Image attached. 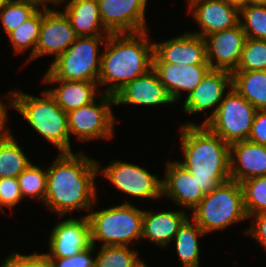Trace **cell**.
Returning <instances> with one entry per match:
<instances>
[{"label":"cell","mask_w":266,"mask_h":267,"mask_svg":"<svg viewBox=\"0 0 266 267\" xmlns=\"http://www.w3.org/2000/svg\"><path fill=\"white\" fill-rule=\"evenodd\" d=\"M21 149L12 134L0 140V178H17L31 164Z\"/></svg>","instance_id":"27"},{"label":"cell","mask_w":266,"mask_h":267,"mask_svg":"<svg viewBox=\"0 0 266 267\" xmlns=\"http://www.w3.org/2000/svg\"><path fill=\"white\" fill-rule=\"evenodd\" d=\"M22 197H33L44 203L47 190V170L32 163L17 177Z\"/></svg>","instance_id":"32"},{"label":"cell","mask_w":266,"mask_h":267,"mask_svg":"<svg viewBox=\"0 0 266 267\" xmlns=\"http://www.w3.org/2000/svg\"><path fill=\"white\" fill-rule=\"evenodd\" d=\"M152 63L209 65L205 38L189 31L160 43L153 42Z\"/></svg>","instance_id":"13"},{"label":"cell","mask_w":266,"mask_h":267,"mask_svg":"<svg viewBox=\"0 0 266 267\" xmlns=\"http://www.w3.org/2000/svg\"><path fill=\"white\" fill-rule=\"evenodd\" d=\"M206 235L203 230L189 217L179 227L175 235V247L184 267H199L198 237Z\"/></svg>","instance_id":"26"},{"label":"cell","mask_w":266,"mask_h":267,"mask_svg":"<svg viewBox=\"0 0 266 267\" xmlns=\"http://www.w3.org/2000/svg\"><path fill=\"white\" fill-rule=\"evenodd\" d=\"M22 199L18 178H0V210L5 212L3 207L16 206Z\"/></svg>","instance_id":"35"},{"label":"cell","mask_w":266,"mask_h":267,"mask_svg":"<svg viewBox=\"0 0 266 267\" xmlns=\"http://www.w3.org/2000/svg\"><path fill=\"white\" fill-rule=\"evenodd\" d=\"M40 6L29 0H7L0 11V20L7 35L30 19Z\"/></svg>","instance_id":"29"},{"label":"cell","mask_w":266,"mask_h":267,"mask_svg":"<svg viewBox=\"0 0 266 267\" xmlns=\"http://www.w3.org/2000/svg\"><path fill=\"white\" fill-rule=\"evenodd\" d=\"M257 109L233 87L205 125L229 145L248 140Z\"/></svg>","instance_id":"8"},{"label":"cell","mask_w":266,"mask_h":267,"mask_svg":"<svg viewBox=\"0 0 266 267\" xmlns=\"http://www.w3.org/2000/svg\"><path fill=\"white\" fill-rule=\"evenodd\" d=\"M144 210L131 202L86 214L90 224L91 244L96 240L102 245L129 246L133 240L141 239Z\"/></svg>","instance_id":"6"},{"label":"cell","mask_w":266,"mask_h":267,"mask_svg":"<svg viewBox=\"0 0 266 267\" xmlns=\"http://www.w3.org/2000/svg\"><path fill=\"white\" fill-rule=\"evenodd\" d=\"M42 23L35 54L27 59L31 61L54 54L55 59L65 52L76 40L77 35L72 28L69 18L62 11L42 7Z\"/></svg>","instance_id":"11"},{"label":"cell","mask_w":266,"mask_h":267,"mask_svg":"<svg viewBox=\"0 0 266 267\" xmlns=\"http://www.w3.org/2000/svg\"><path fill=\"white\" fill-rule=\"evenodd\" d=\"M240 184L248 218L257 213H266V176L249 178Z\"/></svg>","instance_id":"31"},{"label":"cell","mask_w":266,"mask_h":267,"mask_svg":"<svg viewBox=\"0 0 266 267\" xmlns=\"http://www.w3.org/2000/svg\"><path fill=\"white\" fill-rule=\"evenodd\" d=\"M246 38L240 23L206 36L207 61L211 69L233 73L239 64Z\"/></svg>","instance_id":"15"},{"label":"cell","mask_w":266,"mask_h":267,"mask_svg":"<svg viewBox=\"0 0 266 267\" xmlns=\"http://www.w3.org/2000/svg\"><path fill=\"white\" fill-rule=\"evenodd\" d=\"M232 87V73L225 70L210 69L196 88L187 95L183 103V110L187 114L207 113L208 109L214 108L205 124L217 111L224 99L225 89Z\"/></svg>","instance_id":"16"},{"label":"cell","mask_w":266,"mask_h":267,"mask_svg":"<svg viewBox=\"0 0 266 267\" xmlns=\"http://www.w3.org/2000/svg\"><path fill=\"white\" fill-rule=\"evenodd\" d=\"M189 11H192L195 22L201 27V32L192 33L202 38L239 23V9L226 0H201L191 5Z\"/></svg>","instance_id":"18"},{"label":"cell","mask_w":266,"mask_h":267,"mask_svg":"<svg viewBox=\"0 0 266 267\" xmlns=\"http://www.w3.org/2000/svg\"><path fill=\"white\" fill-rule=\"evenodd\" d=\"M64 14L69 18L77 36L111 34L101 21L97 0H70L66 3Z\"/></svg>","instance_id":"23"},{"label":"cell","mask_w":266,"mask_h":267,"mask_svg":"<svg viewBox=\"0 0 266 267\" xmlns=\"http://www.w3.org/2000/svg\"><path fill=\"white\" fill-rule=\"evenodd\" d=\"M174 103L167 89L151 68L145 74L126 83L114 94V104L158 106Z\"/></svg>","instance_id":"17"},{"label":"cell","mask_w":266,"mask_h":267,"mask_svg":"<svg viewBox=\"0 0 266 267\" xmlns=\"http://www.w3.org/2000/svg\"><path fill=\"white\" fill-rule=\"evenodd\" d=\"M248 140L266 145V110H257Z\"/></svg>","instance_id":"38"},{"label":"cell","mask_w":266,"mask_h":267,"mask_svg":"<svg viewBox=\"0 0 266 267\" xmlns=\"http://www.w3.org/2000/svg\"><path fill=\"white\" fill-rule=\"evenodd\" d=\"M162 179V196H168L181 207L193 209L205 196L191 172L178 163L167 161Z\"/></svg>","instance_id":"19"},{"label":"cell","mask_w":266,"mask_h":267,"mask_svg":"<svg viewBox=\"0 0 266 267\" xmlns=\"http://www.w3.org/2000/svg\"><path fill=\"white\" fill-rule=\"evenodd\" d=\"M41 23L42 10L39 9L30 19L8 34L15 54L25 52L30 48L32 49L28 59L35 54Z\"/></svg>","instance_id":"28"},{"label":"cell","mask_w":266,"mask_h":267,"mask_svg":"<svg viewBox=\"0 0 266 267\" xmlns=\"http://www.w3.org/2000/svg\"><path fill=\"white\" fill-rule=\"evenodd\" d=\"M188 217L185 210L159 213L144 210L141 239H147L166 248Z\"/></svg>","instance_id":"22"},{"label":"cell","mask_w":266,"mask_h":267,"mask_svg":"<svg viewBox=\"0 0 266 267\" xmlns=\"http://www.w3.org/2000/svg\"><path fill=\"white\" fill-rule=\"evenodd\" d=\"M8 97L9 106L15 108L30 126L56 146L60 153H71L67 113L55 98L44 90L41 97L12 90Z\"/></svg>","instance_id":"4"},{"label":"cell","mask_w":266,"mask_h":267,"mask_svg":"<svg viewBox=\"0 0 266 267\" xmlns=\"http://www.w3.org/2000/svg\"><path fill=\"white\" fill-rule=\"evenodd\" d=\"M138 267H148V266L145 264V262L143 260V262Z\"/></svg>","instance_id":"46"},{"label":"cell","mask_w":266,"mask_h":267,"mask_svg":"<svg viewBox=\"0 0 266 267\" xmlns=\"http://www.w3.org/2000/svg\"><path fill=\"white\" fill-rule=\"evenodd\" d=\"M4 267H52L47 256L38 254L37 252L31 255H21L18 252H13L2 263Z\"/></svg>","instance_id":"37"},{"label":"cell","mask_w":266,"mask_h":267,"mask_svg":"<svg viewBox=\"0 0 266 267\" xmlns=\"http://www.w3.org/2000/svg\"><path fill=\"white\" fill-rule=\"evenodd\" d=\"M107 37L77 36L75 42L53 60L44 79L98 83L102 58V54H98V47L106 43Z\"/></svg>","instance_id":"7"},{"label":"cell","mask_w":266,"mask_h":267,"mask_svg":"<svg viewBox=\"0 0 266 267\" xmlns=\"http://www.w3.org/2000/svg\"><path fill=\"white\" fill-rule=\"evenodd\" d=\"M232 87L257 110H266V70L234 71Z\"/></svg>","instance_id":"25"},{"label":"cell","mask_w":266,"mask_h":267,"mask_svg":"<svg viewBox=\"0 0 266 267\" xmlns=\"http://www.w3.org/2000/svg\"><path fill=\"white\" fill-rule=\"evenodd\" d=\"M266 176V145L249 140L230 144V178L241 183Z\"/></svg>","instance_id":"20"},{"label":"cell","mask_w":266,"mask_h":267,"mask_svg":"<svg viewBox=\"0 0 266 267\" xmlns=\"http://www.w3.org/2000/svg\"><path fill=\"white\" fill-rule=\"evenodd\" d=\"M226 1L231 5L237 7L238 9L248 5V0H226Z\"/></svg>","instance_id":"42"},{"label":"cell","mask_w":266,"mask_h":267,"mask_svg":"<svg viewBox=\"0 0 266 267\" xmlns=\"http://www.w3.org/2000/svg\"><path fill=\"white\" fill-rule=\"evenodd\" d=\"M241 17L244 18L243 21ZM239 23L247 38L266 40V5L241 7L239 9Z\"/></svg>","instance_id":"33"},{"label":"cell","mask_w":266,"mask_h":267,"mask_svg":"<svg viewBox=\"0 0 266 267\" xmlns=\"http://www.w3.org/2000/svg\"><path fill=\"white\" fill-rule=\"evenodd\" d=\"M179 133L184 160L178 163L191 172L205 193L231 179L228 143L205 124L187 122Z\"/></svg>","instance_id":"2"},{"label":"cell","mask_w":266,"mask_h":267,"mask_svg":"<svg viewBox=\"0 0 266 267\" xmlns=\"http://www.w3.org/2000/svg\"><path fill=\"white\" fill-rule=\"evenodd\" d=\"M7 106L0 99V140H4L11 135L10 129L6 128L7 122ZM5 126V127H4Z\"/></svg>","instance_id":"40"},{"label":"cell","mask_w":266,"mask_h":267,"mask_svg":"<svg viewBox=\"0 0 266 267\" xmlns=\"http://www.w3.org/2000/svg\"><path fill=\"white\" fill-rule=\"evenodd\" d=\"M46 83H61L48 92L55 98L57 104L66 112L88 105L96 99L97 82L68 81L62 79H43Z\"/></svg>","instance_id":"24"},{"label":"cell","mask_w":266,"mask_h":267,"mask_svg":"<svg viewBox=\"0 0 266 267\" xmlns=\"http://www.w3.org/2000/svg\"><path fill=\"white\" fill-rule=\"evenodd\" d=\"M7 0H0V11L3 9Z\"/></svg>","instance_id":"45"},{"label":"cell","mask_w":266,"mask_h":267,"mask_svg":"<svg viewBox=\"0 0 266 267\" xmlns=\"http://www.w3.org/2000/svg\"><path fill=\"white\" fill-rule=\"evenodd\" d=\"M192 214V220L205 234L249 219L244 207L241 184L232 179L221 183L205 194Z\"/></svg>","instance_id":"5"},{"label":"cell","mask_w":266,"mask_h":267,"mask_svg":"<svg viewBox=\"0 0 266 267\" xmlns=\"http://www.w3.org/2000/svg\"><path fill=\"white\" fill-rule=\"evenodd\" d=\"M266 70V40L246 38L235 71Z\"/></svg>","instance_id":"34"},{"label":"cell","mask_w":266,"mask_h":267,"mask_svg":"<svg viewBox=\"0 0 266 267\" xmlns=\"http://www.w3.org/2000/svg\"><path fill=\"white\" fill-rule=\"evenodd\" d=\"M98 169V161L81 152L60 153L47 168L44 204L58 218L75 210H92L96 200L95 177Z\"/></svg>","instance_id":"1"},{"label":"cell","mask_w":266,"mask_h":267,"mask_svg":"<svg viewBox=\"0 0 266 267\" xmlns=\"http://www.w3.org/2000/svg\"><path fill=\"white\" fill-rule=\"evenodd\" d=\"M152 69L167 89L174 102L181 98L182 91L188 95L202 81L211 69L210 65H175L170 63H152Z\"/></svg>","instance_id":"21"},{"label":"cell","mask_w":266,"mask_h":267,"mask_svg":"<svg viewBox=\"0 0 266 267\" xmlns=\"http://www.w3.org/2000/svg\"><path fill=\"white\" fill-rule=\"evenodd\" d=\"M147 31L110 34L101 53L98 84L109 85L103 93L114 95L126 83L152 68L153 43Z\"/></svg>","instance_id":"3"},{"label":"cell","mask_w":266,"mask_h":267,"mask_svg":"<svg viewBox=\"0 0 266 267\" xmlns=\"http://www.w3.org/2000/svg\"><path fill=\"white\" fill-rule=\"evenodd\" d=\"M47 258H66L90 247L91 234L87 216L81 219L68 218L58 222L49 237Z\"/></svg>","instance_id":"14"},{"label":"cell","mask_w":266,"mask_h":267,"mask_svg":"<svg viewBox=\"0 0 266 267\" xmlns=\"http://www.w3.org/2000/svg\"><path fill=\"white\" fill-rule=\"evenodd\" d=\"M104 27L111 34L147 31V0H97Z\"/></svg>","instance_id":"12"},{"label":"cell","mask_w":266,"mask_h":267,"mask_svg":"<svg viewBox=\"0 0 266 267\" xmlns=\"http://www.w3.org/2000/svg\"><path fill=\"white\" fill-rule=\"evenodd\" d=\"M32 2L37 3L40 6L47 7L48 8V2H52L54 5H59L61 2H64V0H29Z\"/></svg>","instance_id":"41"},{"label":"cell","mask_w":266,"mask_h":267,"mask_svg":"<svg viewBox=\"0 0 266 267\" xmlns=\"http://www.w3.org/2000/svg\"><path fill=\"white\" fill-rule=\"evenodd\" d=\"M248 5H266V0H248Z\"/></svg>","instance_id":"43"},{"label":"cell","mask_w":266,"mask_h":267,"mask_svg":"<svg viewBox=\"0 0 266 267\" xmlns=\"http://www.w3.org/2000/svg\"><path fill=\"white\" fill-rule=\"evenodd\" d=\"M98 166L104 177L129 196L141 199H159L162 196V180L139 165L115 160L102 169L99 163Z\"/></svg>","instance_id":"10"},{"label":"cell","mask_w":266,"mask_h":267,"mask_svg":"<svg viewBox=\"0 0 266 267\" xmlns=\"http://www.w3.org/2000/svg\"><path fill=\"white\" fill-rule=\"evenodd\" d=\"M95 245H91L76 255L66 258H48L52 267H95V258L93 259V251Z\"/></svg>","instance_id":"36"},{"label":"cell","mask_w":266,"mask_h":267,"mask_svg":"<svg viewBox=\"0 0 266 267\" xmlns=\"http://www.w3.org/2000/svg\"><path fill=\"white\" fill-rule=\"evenodd\" d=\"M95 256V267H138L143 262L128 246H101Z\"/></svg>","instance_id":"30"},{"label":"cell","mask_w":266,"mask_h":267,"mask_svg":"<svg viewBox=\"0 0 266 267\" xmlns=\"http://www.w3.org/2000/svg\"><path fill=\"white\" fill-rule=\"evenodd\" d=\"M252 217V225L245 233L256 238L259 244L266 250V213H257L250 216Z\"/></svg>","instance_id":"39"},{"label":"cell","mask_w":266,"mask_h":267,"mask_svg":"<svg viewBox=\"0 0 266 267\" xmlns=\"http://www.w3.org/2000/svg\"><path fill=\"white\" fill-rule=\"evenodd\" d=\"M100 94L102 96L98 104L95 100L67 113L69 134H74L78 140L113 137L115 117L110 106L114 105V95Z\"/></svg>","instance_id":"9"},{"label":"cell","mask_w":266,"mask_h":267,"mask_svg":"<svg viewBox=\"0 0 266 267\" xmlns=\"http://www.w3.org/2000/svg\"><path fill=\"white\" fill-rule=\"evenodd\" d=\"M198 1H201V0H187L188 2V7H190L191 5H193L194 3L198 2Z\"/></svg>","instance_id":"44"}]
</instances>
